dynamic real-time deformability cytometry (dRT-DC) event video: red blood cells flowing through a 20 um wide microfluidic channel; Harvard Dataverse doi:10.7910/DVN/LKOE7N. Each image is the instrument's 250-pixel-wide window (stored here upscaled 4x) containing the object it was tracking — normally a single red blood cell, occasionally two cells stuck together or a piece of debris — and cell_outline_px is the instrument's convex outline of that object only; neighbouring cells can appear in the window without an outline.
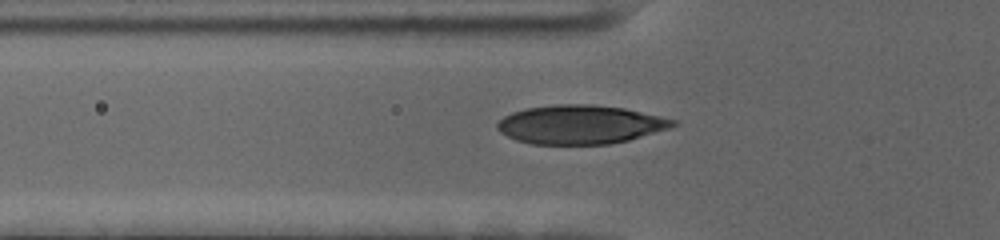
{"species": "human", "species_latin": "Homo sapiens", "temperature_condition": "cold", "stored_images_in_passage": 43, "camera_frame_rate_fps": 3000, "um_per_image_px": 0.085, "donor": {"sex": "female"}, "frame": {"image": 1, "passage_image": 8, "time_ms": 2.333, "image_size_px": [1000, 240], "cell_outline_px": [[680, 120], [672, 128], [628, 140], [608, 144], [532, 144], [516, 140], [500, 132], [496, 128], [496, 124], [504, 116], [512, 112], [528, 108], [556, 104], [592, 104], [624, 108]], "centroid_in_image_um": [49.36, 10.58], "position_along_channel_um": 76.4, "area_um2": 39.88}}
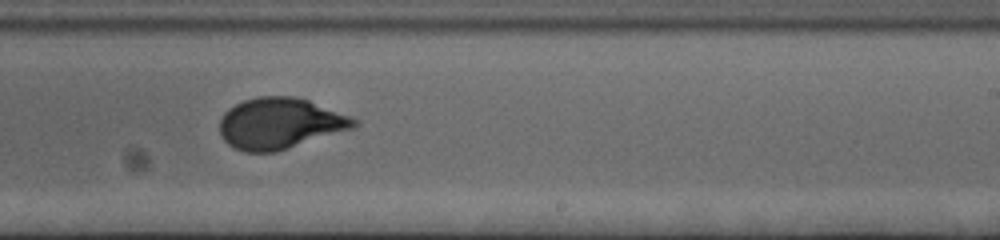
{"frame": {"image": 2, "passage_image": 24, "time_ms": 7.667, "image_size_px": [1000, 240], "cell_outline_px": [[360, 124], [352, 128], [276, 152], [244, 152], [232, 148], [224, 140], [220, 132], [220, 120], [224, 112], [228, 108], [244, 100], [260, 96], [296, 96], [308, 100], [360, 120]], "centroid_in_image_um": [23.77, 10.49], "position_along_channel_um": 265.2, "area_um2": 39.88}}
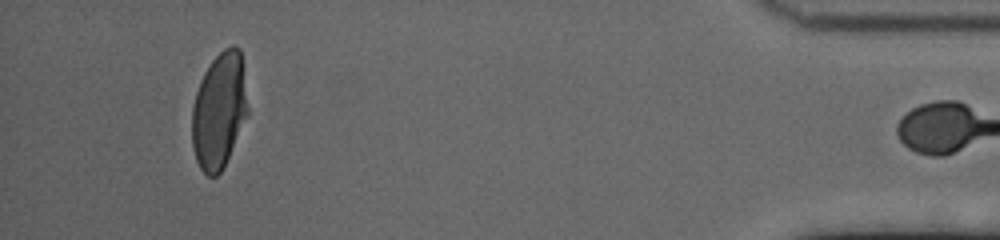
{"frame": {"image": 3, "passage_image": 42, "time_ms": 13.667, "image_size_px": [1000, 240], "cell_outline_px": [[248, 116], [220, 172], [216, 176], [208, 176], [200, 168], [196, 160], [192, 144], [192, 108], [196, 92], [200, 80], [204, 72], [212, 60], [224, 48], [232, 44], [240, 48], [248, 108]], "centroid_in_image_um": [18.62, 9.38], "position_along_channel_um": 416.6, "area_um2": 37.51}}